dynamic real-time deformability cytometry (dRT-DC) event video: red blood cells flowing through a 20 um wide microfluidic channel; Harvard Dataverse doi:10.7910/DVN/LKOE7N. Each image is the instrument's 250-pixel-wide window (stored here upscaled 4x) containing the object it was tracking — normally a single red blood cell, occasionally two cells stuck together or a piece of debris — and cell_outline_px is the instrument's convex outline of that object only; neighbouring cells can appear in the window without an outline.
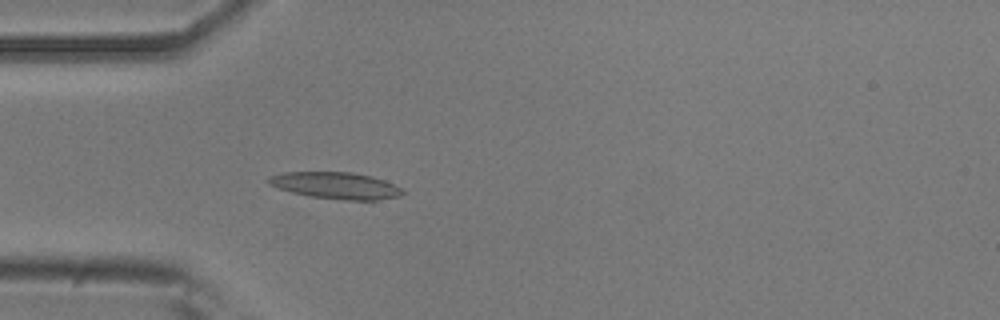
{"species": "common noctule bat (a hibernating species)", "species_latin": "Nyctalus noctula", "temperature_condition": "room temperature", "stored_images_in_passage": 47, "camera_frame_rate_fps": 3000, "um_per_image_px": 0.085, "animal": {"sex": "male", "body_mass_g": 20.5, "forearm_length_mm": 52.5}, "frame": {"image": 1, "passage_image": 14, "time_ms": 4.333, "image_size_px": [1000, 320], "cell_outline_px": [[404, 192], [400, 196], [376, 200], [344, 200], [308, 196], [292, 192], [268, 184], [264, 180], [268, 176], [284, 172], [352, 172], [372, 176], [384, 180], [400, 188]], "centroid_in_image_um": [28.5, 15.76], "position_along_channel_um": 56.5, "area_um2": 20.87}}
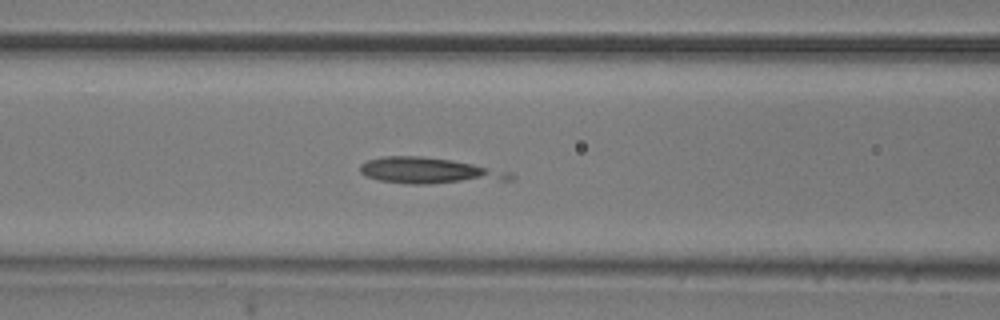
{"frame": {"image": 2, "passage_image": 20, "time_ms": 6.333, "image_size_px": [1000, 320], "cell_outline_px": [[516, 176], [512, 180], [428, 184], [404, 184], [380, 180], [364, 176], [360, 172], [360, 164], [368, 160], [384, 156], [420, 156], [452, 160], [472, 164], [508, 172]], "centroid_in_image_um": [36.44, 14.52], "position_along_channel_um": 130.2, "area_um2": 22.77}}
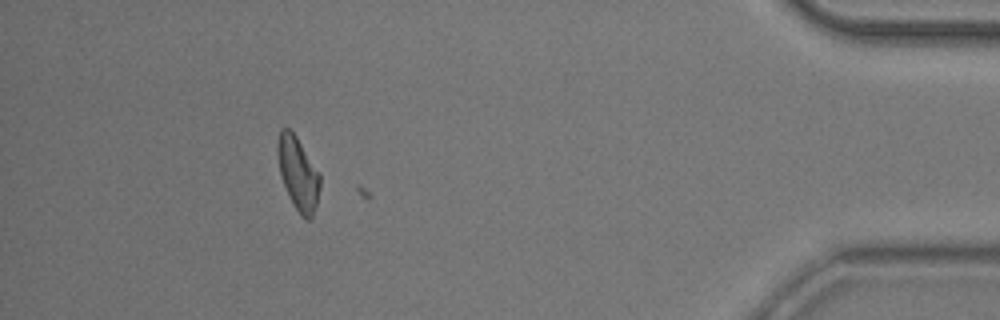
{"frame": {"image": 3, "passage_image": 46, "time_ms": 15.0, "image_size_px": [1000, 320], "cell_outline_px": [[320, 184], [316, 204], [312, 216], [308, 220], [304, 220], [300, 216], [280, 176], [276, 152], [276, 144], [280, 128], [288, 128], [296, 136], [320, 172]], "centroid_in_image_um": [25.32, 14.7], "position_along_channel_um": 409.9, "area_um2": 18.03}}